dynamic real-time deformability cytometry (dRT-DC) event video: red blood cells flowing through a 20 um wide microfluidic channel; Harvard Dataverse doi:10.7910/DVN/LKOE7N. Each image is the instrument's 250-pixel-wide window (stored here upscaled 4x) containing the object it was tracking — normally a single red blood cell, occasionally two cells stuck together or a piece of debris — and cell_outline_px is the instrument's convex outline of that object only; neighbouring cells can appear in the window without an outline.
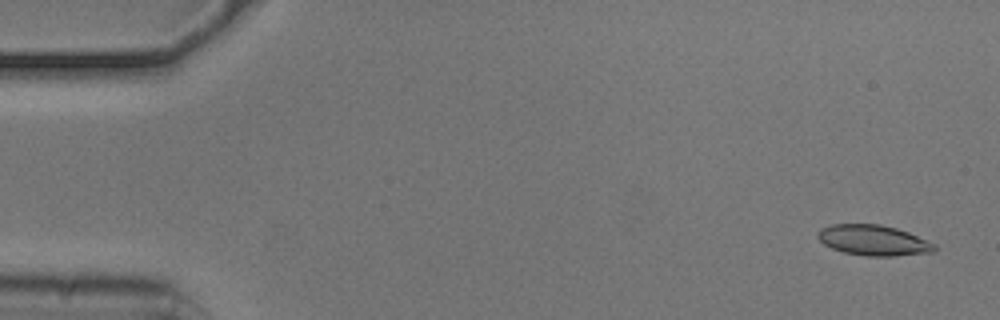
{"species": "common noctule bat (a hibernating species)", "species_latin": "Nyctalus noctula", "temperature_condition": "cold", "stored_images_in_passage": 53, "camera_frame_rate_fps": 3000, "um_per_image_px": 0.085, "animal": {"sex": "male", "body_mass_g": 20.5, "forearm_length_mm": 52.5}, "frame": {"image": 1, "passage_image": 2, "time_ms": 0.333, "image_size_px": [1000, 320], "cell_outline_px": [[936, 252], [896, 256], [864, 256], [844, 252], [832, 248], [824, 244], [816, 236], [820, 228], [832, 224], [880, 224], [896, 228], [908, 232], [936, 244]], "centroid_in_image_um": [74.26, 20.43], "position_along_channel_um": 10.7, "area_um2": 20.87}}
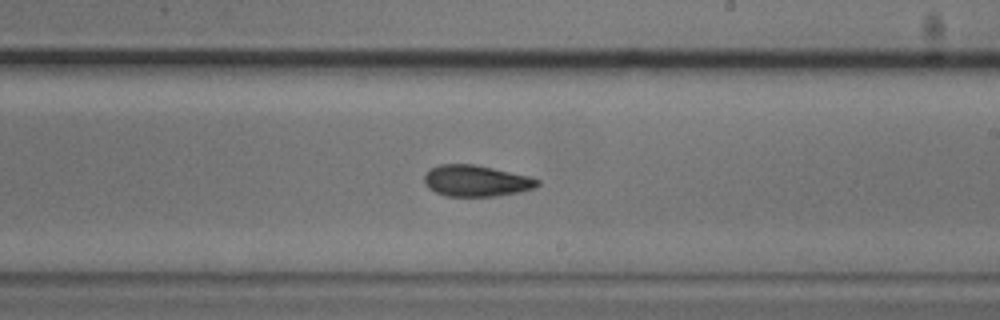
{"frame": {"image": 2, "passage_image": 31, "time_ms": 10.0, "image_size_px": [1000, 320], "cell_outline_px": [[540, 184], [532, 188], [516, 192], [496, 196], [444, 196], [428, 188], [424, 184], [424, 176], [432, 168], [440, 164], [472, 164], [492, 168], [528, 176], [540, 180]], "centroid_in_image_um": [40.43, 15.37], "position_along_channel_um": 248.6, "area_um2": 20.35}}
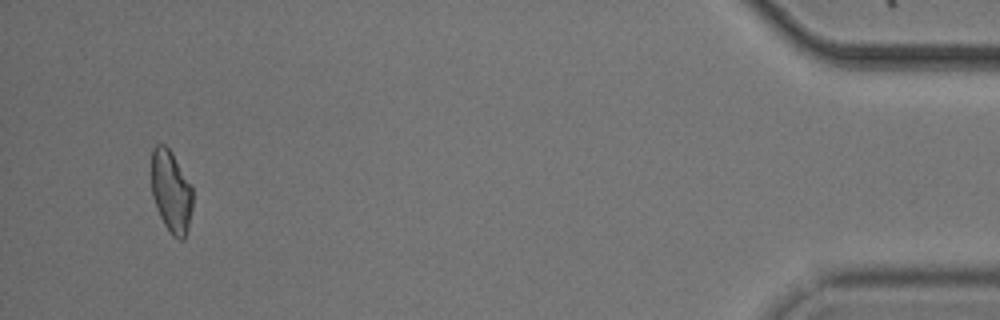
{"frame": {"image": 3, "passage_image": 51, "time_ms": 16.667, "image_size_px": [1000, 320], "cell_outline_px": [[192, 208], [188, 228], [184, 240], [180, 240], [172, 236], [164, 224], [156, 208], [152, 196], [152, 148], [156, 144], [164, 144], [172, 152], [192, 188]], "centroid_in_image_um": [14.54, 16.3], "position_along_channel_um": 420.7, "area_um2": 19.71}, "authors_computed_cell_mechanics": {"area_um2": 20.5768, "velocity_mm_per_s": 3.7413, "shape_relaxation_time_tau1_ms": null, "shape_relaxation_time_tau2_ms": 6.1252, "deformation_change_tau1": null, "deformation_change_tau2": 0.1339}}